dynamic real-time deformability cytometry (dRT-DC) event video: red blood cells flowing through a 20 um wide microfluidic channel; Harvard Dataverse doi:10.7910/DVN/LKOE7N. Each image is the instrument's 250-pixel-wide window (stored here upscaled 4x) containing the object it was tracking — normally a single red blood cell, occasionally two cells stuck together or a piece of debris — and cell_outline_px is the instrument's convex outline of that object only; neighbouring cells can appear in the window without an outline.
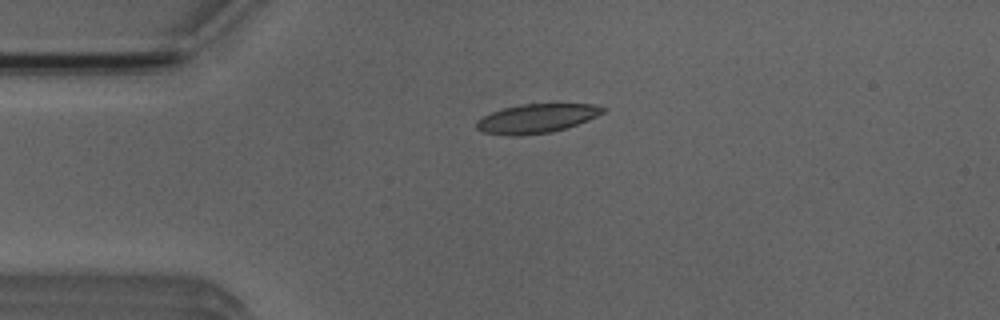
{"species": "Egyptian fruit bat (a non-hibernating species)", "species_latin": "Rousettus aegyptiacus", "temperature_condition": "room temperature", "stored_images_in_passage": 4, "camera_frame_rate_fps": 3000, "um_per_image_px": 0.085, "animal": {"sex": "male"}, "frame": {"image": 1, "passage_image": 4, "time_ms": 3.667, "image_size_px": [1000, 320], "cell_outline_px": [[604, 112], [588, 120], [552, 132], [484, 132], [476, 128], [476, 120], [492, 112], [504, 108], [520, 104], [556, 100], [596, 104], [604, 108]], "centroid_in_image_um": [45.76, 9.93], "position_along_channel_um": 39.2, "area_um2": 21.21}}